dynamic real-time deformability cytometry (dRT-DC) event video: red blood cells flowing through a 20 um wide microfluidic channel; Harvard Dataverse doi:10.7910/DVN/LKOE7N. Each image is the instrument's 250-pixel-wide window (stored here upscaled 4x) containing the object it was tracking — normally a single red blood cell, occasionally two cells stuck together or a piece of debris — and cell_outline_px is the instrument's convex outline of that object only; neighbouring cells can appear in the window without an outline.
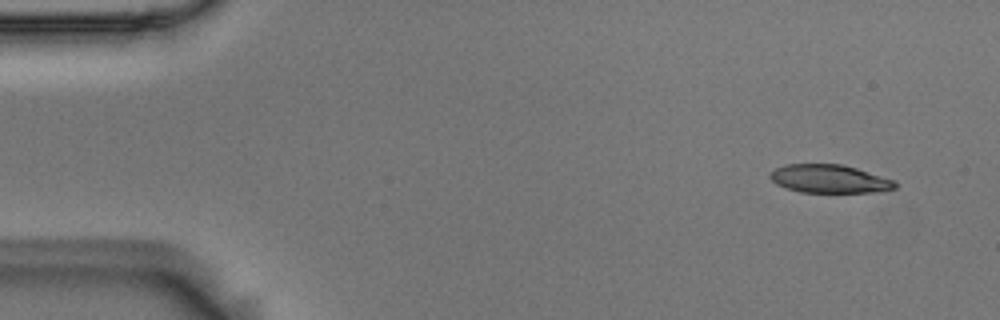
{"species": "Egyptian fruit bat (a non-hibernating species)", "species_latin": "Rousettus aegyptiacus", "temperature_condition": "room temperature", "stored_images_in_passage": 3, "camera_frame_rate_fps": 3000, "um_per_image_px": 0.085, "animal": {"sex": "male"}, "frame": {"image": 1, "passage_image": 1, "time_ms": 0.0, "image_size_px": [1000, 320], "cell_outline_px": [[896, 188], [880, 192], [800, 192], [776, 184], [768, 176], [776, 168], [784, 164], [840, 164], [856, 168], [896, 180]], "centroid_in_image_um": [70.53, 15.2], "position_along_channel_um": 14.5, "area_um2": 20.58}}